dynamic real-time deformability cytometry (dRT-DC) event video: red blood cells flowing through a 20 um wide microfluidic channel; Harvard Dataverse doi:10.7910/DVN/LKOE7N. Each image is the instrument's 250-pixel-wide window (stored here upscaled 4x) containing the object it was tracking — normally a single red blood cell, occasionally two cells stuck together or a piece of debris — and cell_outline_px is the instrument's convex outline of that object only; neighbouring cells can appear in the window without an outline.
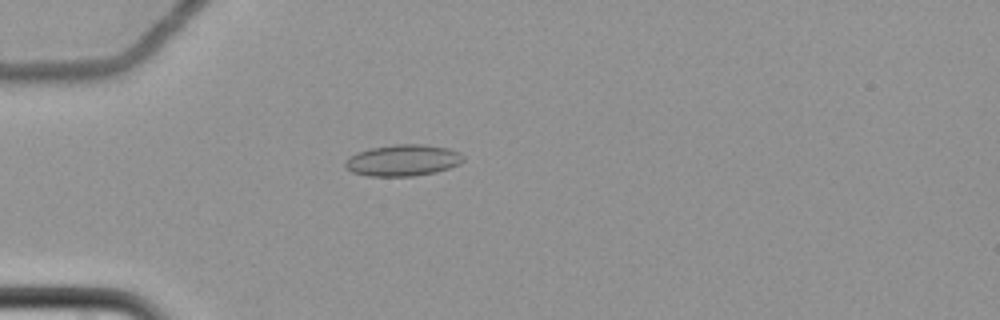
{"species": "common noctule bat (a hibernating species)", "species_latin": "Nyctalus noctula", "temperature_condition": "cold", "stored_images_in_passage": 61, "camera_frame_rate_fps": 3000, "um_per_image_px": 0.085, "animal": {"sex": "female", "body_mass_g": 22.7, "forearm_length_mm": 54.2}, "frame": {"image": 1, "passage_image": 19, "time_ms": 6.0, "image_size_px": [1000, 320], "cell_outline_px": [[464, 160], [460, 164], [436, 172], [412, 176], [368, 176], [352, 172], [344, 168], [344, 160], [356, 152], [372, 148], [392, 144], [424, 144], [448, 148], [460, 152], [464, 156]], "centroid_in_image_um": [34.23, 13.62], "position_along_channel_um": 50.8, "area_um2": 21.85}}
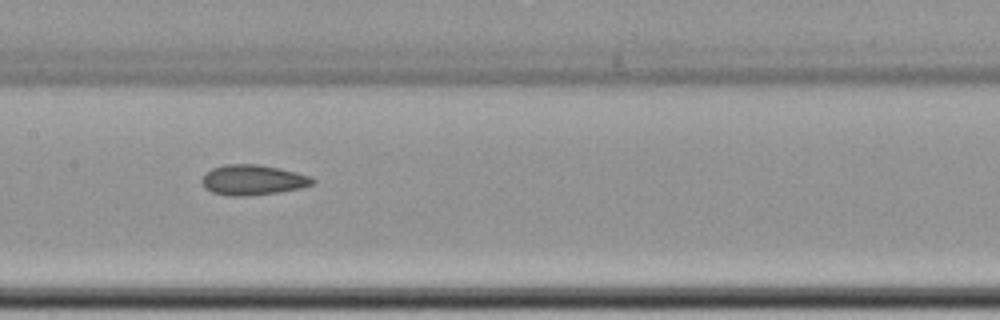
{"frame": {"image": 2, "passage_image": 32, "time_ms": 10.333, "image_size_px": [1000, 320], "cell_outline_px": [[316, 180], [312, 184], [300, 188], [280, 192], [248, 196], [232, 196], [212, 192], [204, 188], [200, 180], [212, 168], [224, 164], [260, 164], [296, 172], [312, 176]], "centroid_in_image_um": [21.49, 15.29], "position_along_channel_um": 185.9, "area_um2": 19.59}}
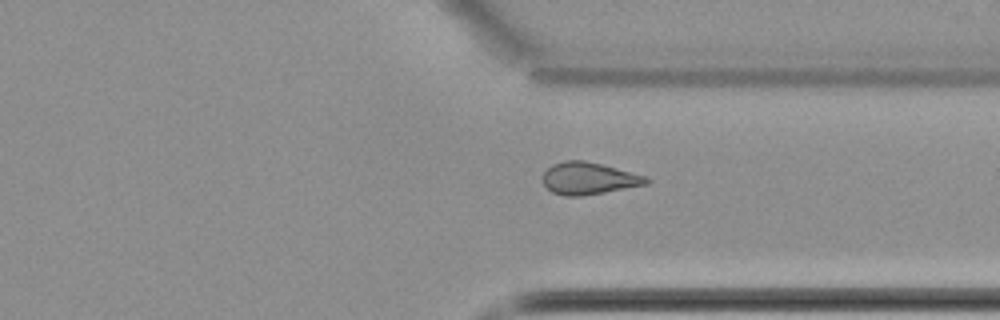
{"frame": {"image": 3, "passage_image": 47, "time_ms": 15.333, "image_size_px": [1000, 320], "cell_outline_px": [[652, 180], [648, 184], [604, 192], [580, 196], [564, 196], [552, 192], [544, 184], [544, 172], [552, 164], [564, 160], [584, 160], [648, 176]], "centroid_in_image_um": [50.07, 15.16], "position_along_channel_um": 361.3, "area_um2": 19.31}, "authors_computed_cell_mechanics": {"area_um2": 19.5942, "velocity_mm_per_s": 3.5017, "shape_relaxation_time_tau1_ms": null, "shape_relaxation_time_tau2_ms": 5.233, "deformation_change_tau1": null, "deformation_change_tau2": 0.1228}}